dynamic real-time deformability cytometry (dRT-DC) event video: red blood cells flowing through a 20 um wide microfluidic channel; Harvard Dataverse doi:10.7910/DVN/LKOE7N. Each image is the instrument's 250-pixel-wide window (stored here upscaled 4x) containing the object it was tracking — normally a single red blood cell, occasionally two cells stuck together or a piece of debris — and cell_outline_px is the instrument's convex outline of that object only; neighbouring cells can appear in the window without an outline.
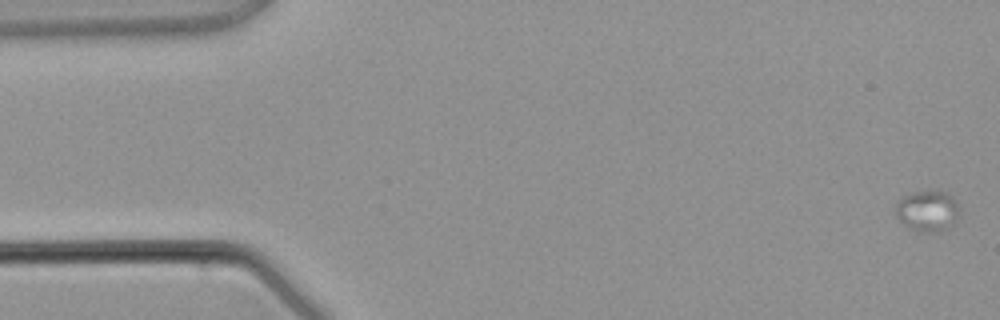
{"species": "common noctule bat (a hibernating species)", "species_latin": "Nyctalus noctula", "temperature_condition": "warm", "stored_images_in_passage": 4, "camera_frame_rate_fps": 3000, "um_per_image_px": 0.085, "animal": {"sex": "male", "body_mass_g": 21.5, "forearm_length_mm": 52.0}, "frame": {"image": 1, "passage_image": 1, "time_ms": 0.0, "image_size_px": [1000, 320], "cell_outline_px": [[956, 220], [944, 228], [936, 232], [920, 232], [908, 228], [896, 216], [896, 204], [900, 200], [916, 192], [948, 192], [952, 196], [956, 204]], "centroid_in_image_um": [78.8, 17.95], "position_along_channel_um": 6.2, "area_um2": 14.45}}